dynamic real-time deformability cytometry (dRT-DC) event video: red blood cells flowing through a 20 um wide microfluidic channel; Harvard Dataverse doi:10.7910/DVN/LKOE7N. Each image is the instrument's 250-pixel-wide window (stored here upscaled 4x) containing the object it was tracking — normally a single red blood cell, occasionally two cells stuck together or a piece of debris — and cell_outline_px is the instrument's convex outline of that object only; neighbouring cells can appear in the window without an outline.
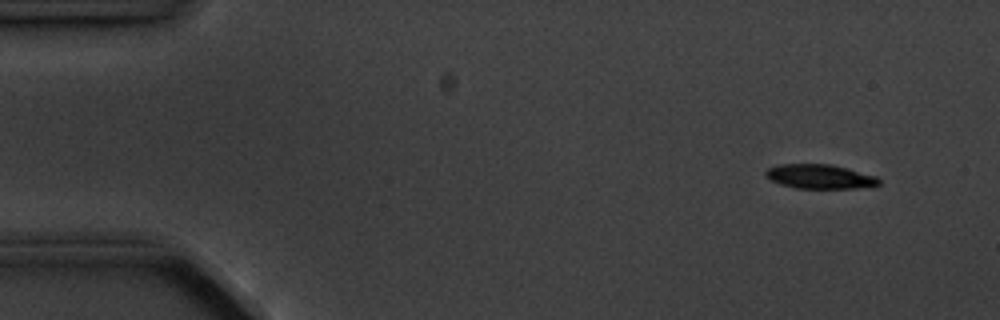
{"species": "common noctule bat (a hibernating species)", "species_latin": "Nyctalus noctula", "temperature_condition": "cold", "stored_images_in_passage": 5, "camera_frame_rate_fps": 3000, "um_per_image_px": 0.085, "animal": {"sex": "male", "body_mass_g": 20.1, "forearm_length_mm": 53.5}, "frame": {"image": 1, "passage_image": 2, "time_ms": 1.0, "image_size_px": [1000, 320], "cell_outline_px": [[880, 184], [856, 188], [796, 188], [780, 184], [764, 176], [764, 172], [768, 168], [780, 164], [832, 164], [848, 168], [876, 176], [880, 180]], "centroid_in_image_um": [69.66, 15.0], "position_along_channel_um": 15.3, "area_um2": 16.01}}